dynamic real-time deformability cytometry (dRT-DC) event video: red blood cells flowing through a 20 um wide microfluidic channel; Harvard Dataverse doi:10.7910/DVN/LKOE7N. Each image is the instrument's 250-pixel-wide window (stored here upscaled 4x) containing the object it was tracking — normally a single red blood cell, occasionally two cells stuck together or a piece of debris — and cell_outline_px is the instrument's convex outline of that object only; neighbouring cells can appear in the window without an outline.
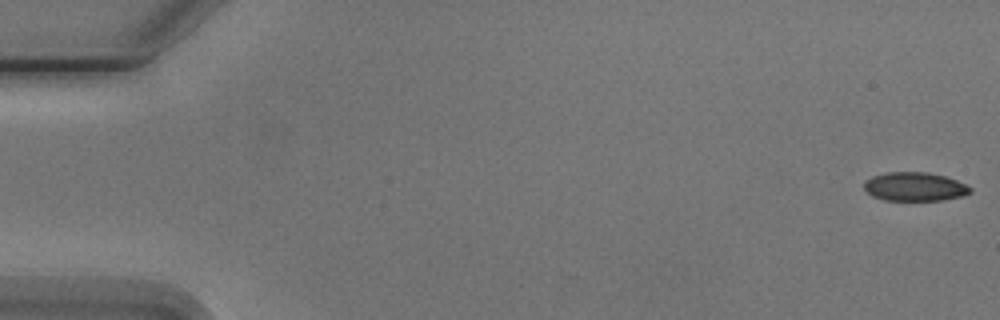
{"species": "Egyptian fruit bat (a non-hibernating species)", "species_latin": "Rousettus aegyptiacus", "temperature_condition": "cold", "stored_images_in_passage": 6, "camera_frame_rate_fps": 3000, "um_per_image_px": 0.085, "animal": {"sex": "male"}, "frame": {"image": 1, "passage_image": 1, "time_ms": 0.0, "image_size_px": [1000, 320], "cell_outline_px": [[972, 192], [960, 196], [944, 200], [884, 200], [872, 196], [864, 188], [864, 180], [872, 176], [884, 172], [928, 172], [944, 176], [956, 180], [972, 188]], "centroid_in_image_um": [77.72, 15.86], "position_along_channel_um": 7.3, "area_um2": 17.8}}
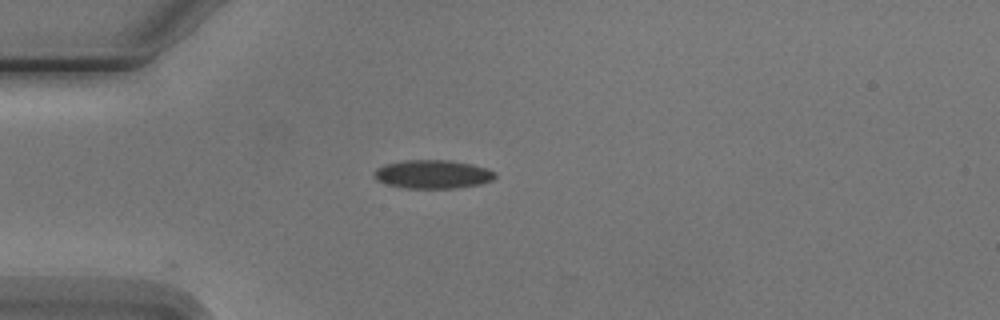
{"frame": {"image": 2, "passage_image": 5, "time_ms": 4.667, "image_size_px": [1000, 320], "cell_outline_px": [[496, 176], [492, 180], [480, 184], [456, 188], [404, 188], [388, 184], [376, 180], [372, 176], [372, 172], [376, 168], [384, 164], [404, 160], [452, 160], [472, 164], [488, 168], [496, 172]], "centroid_in_image_um": [36.76, 14.8], "position_along_channel_um": 48.2, "area_um2": 20.4}}